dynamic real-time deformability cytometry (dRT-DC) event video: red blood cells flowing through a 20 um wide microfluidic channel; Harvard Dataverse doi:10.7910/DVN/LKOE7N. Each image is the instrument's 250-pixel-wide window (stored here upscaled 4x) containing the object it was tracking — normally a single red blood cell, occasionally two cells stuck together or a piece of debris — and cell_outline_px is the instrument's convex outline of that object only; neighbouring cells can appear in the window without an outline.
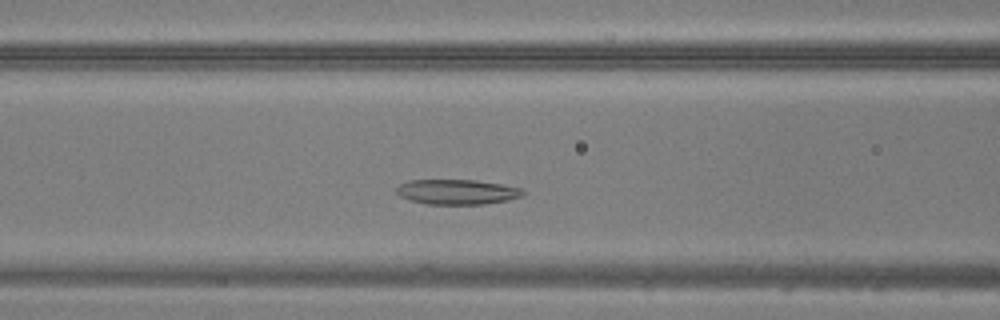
{"species": "common noctule bat (a hibernating species)", "species_latin": "Nyctalus noctula", "temperature_condition": "warm", "stored_images_in_passage": 40, "camera_frame_rate_fps": 3000, "um_per_image_px": 0.085, "animal": {"sex": "male", "body_mass_g": 20.5, "forearm_length_mm": 52.5}, "frame": {"image": 1, "passage_image": 12, "time_ms": 3.667, "image_size_px": [1000, 320], "cell_outline_px": [[524, 192], [520, 196], [508, 200], [484, 204], [424, 204], [400, 196], [396, 192], [396, 188], [400, 184], [408, 180], [476, 180], [500, 184], [520, 188]], "centroid_in_image_um": [38.81, 16.31], "position_along_channel_um": 127.8, "area_um2": 18.26}}
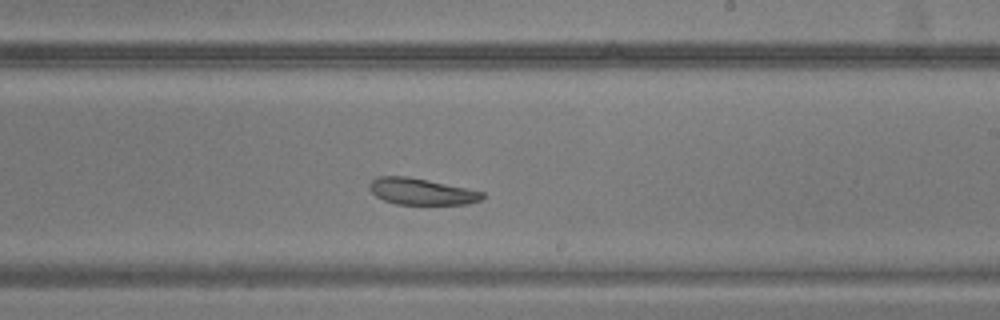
{"frame": {"image": 2, "passage_image": 21, "time_ms": 6.667, "image_size_px": [1000, 320], "cell_outline_px": [[484, 196], [480, 200], [464, 204], [396, 204], [384, 200], [376, 196], [368, 188], [368, 184], [376, 176], [408, 176], [428, 180], [484, 192]], "centroid_in_image_um": [35.77, 16.27], "position_along_channel_um": 253.2, "area_um2": 17.28}}
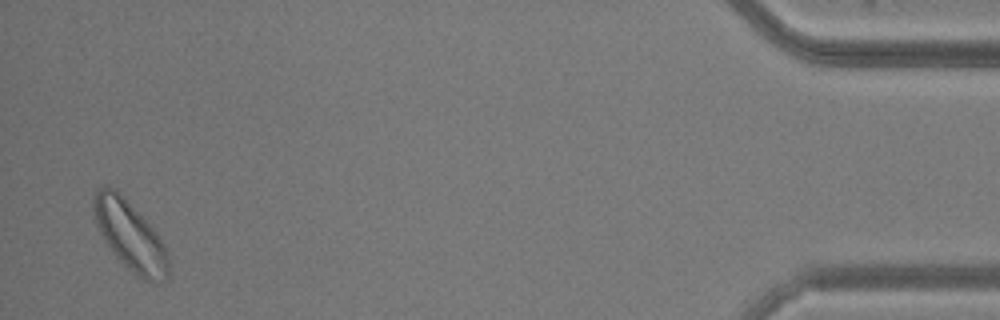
{"frame": {"image": 3, "passage_image": 39, "time_ms": 12.667, "image_size_px": [1000, 320], "cell_outline_px": [[168, 280], [160, 284], [152, 284], [128, 272], [104, 240], [96, 224], [92, 208], [92, 196], [100, 188], [108, 184], [116, 188], [156, 232], [164, 244], [168, 252]], "centroid_in_image_um": [11.06, 20.08], "position_along_channel_um": 424.1, "area_um2": 30.75}}